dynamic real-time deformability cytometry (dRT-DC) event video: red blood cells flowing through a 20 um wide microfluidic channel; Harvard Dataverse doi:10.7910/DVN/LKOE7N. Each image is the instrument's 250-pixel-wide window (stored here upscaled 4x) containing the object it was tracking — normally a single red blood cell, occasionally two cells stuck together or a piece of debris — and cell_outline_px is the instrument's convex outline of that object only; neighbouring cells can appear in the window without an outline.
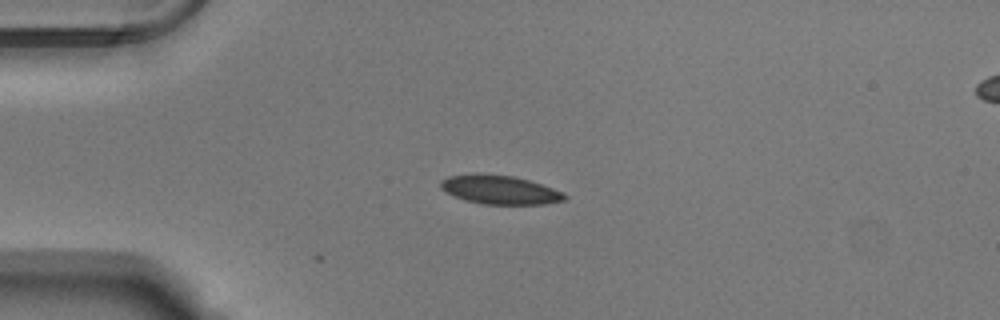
{"species": "Egyptian fruit bat (a non-hibernating species)", "species_latin": "Rousettus aegyptiacus", "temperature_condition": "warm", "stored_images_in_passage": 4, "camera_frame_rate_fps": 3000, "um_per_image_px": 0.085, "animal": {"sex": "male"}, "frame": {"image": 1, "passage_image": 1, "time_ms": 0.0, "image_size_px": [1000, 320], "cell_outline_px": [[568, 196], [564, 200], [544, 204], [484, 204], [464, 200], [440, 188], [440, 180], [448, 176], [476, 172], [480, 172], [512, 176], [528, 180], [564, 192]], "centroid_in_image_um": [42.46, 16.11], "position_along_channel_um": 42.5, "area_um2": 20.92}}